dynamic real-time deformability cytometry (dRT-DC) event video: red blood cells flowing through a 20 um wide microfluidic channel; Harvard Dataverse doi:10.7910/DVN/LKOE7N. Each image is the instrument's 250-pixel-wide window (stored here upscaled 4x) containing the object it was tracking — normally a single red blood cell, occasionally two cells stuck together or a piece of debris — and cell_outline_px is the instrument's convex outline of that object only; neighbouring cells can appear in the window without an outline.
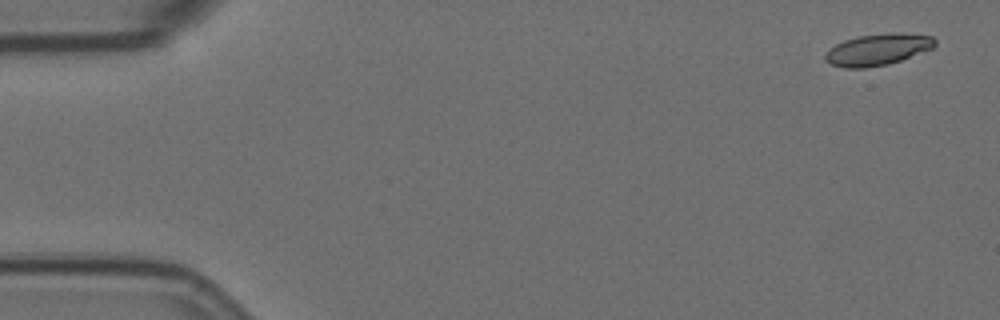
{"species": "Egyptian fruit bat (a non-hibernating species)", "species_latin": "Rousettus aegyptiacus", "temperature_condition": "room temperature", "stored_images_in_passage": 39, "camera_frame_rate_fps": 3000, "um_per_image_px": 0.085, "animal": {"sex": "female"}, "frame": {"image": 1, "passage_image": 1, "time_ms": 0.0, "image_size_px": [1000, 320], "cell_outline_px": [[936, 44], [932, 48], [900, 60], [888, 64], [864, 68], [844, 68], [828, 64], [824, 60], [824, 56], [836, 44], [844, 40], [860, 36], [888, 32], [892, 32], [932, 36], [936, 40]], "centroid_in_image_um": [74.58, 4.21], "position_along_channel_um": 10.4, "area_um2": 20.0}}